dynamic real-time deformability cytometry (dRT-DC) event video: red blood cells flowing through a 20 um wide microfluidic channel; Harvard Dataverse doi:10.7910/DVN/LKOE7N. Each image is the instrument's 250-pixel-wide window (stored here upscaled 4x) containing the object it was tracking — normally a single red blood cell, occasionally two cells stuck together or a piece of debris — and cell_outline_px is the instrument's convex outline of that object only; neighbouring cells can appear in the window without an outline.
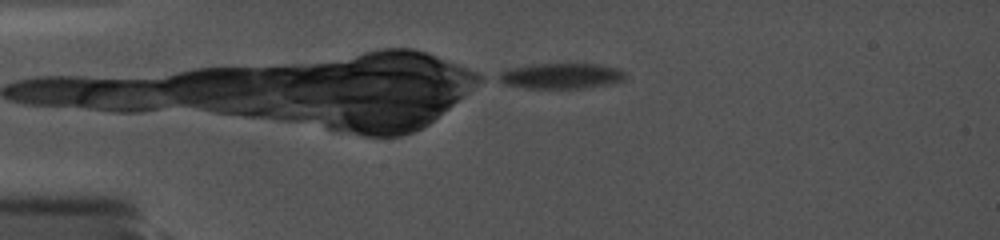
{"species": "common noctule bat (a hibernating species)", "species_latin": "Nyctalus noctula", "temperature_condition": "cold", "stored_images_in_passage": 24, "camera_frame_rate_fps": 5000, "um_per_image_px": 0.085, "animal": {"sex": "female", "body_mass_g": 19.0, "forearm_length_mm": 56.7}, "frame": {"image": 1, "passage_image": 1, "time_ms": 0.0, "image_size_px": [1000, 240], "cell_outline_px": [[628, 76], [624, 80], [608, 84], [584, 88], [528, 88], [504, 84], [496, 80], [492, 76], [500, 72], [512, 68], [536, 64], [596, 64], [620, 68]], "centroid_in_image_um": [47.67, 6.46], "position_along_channel_um": 37.3, "area_um2": 19.02}}
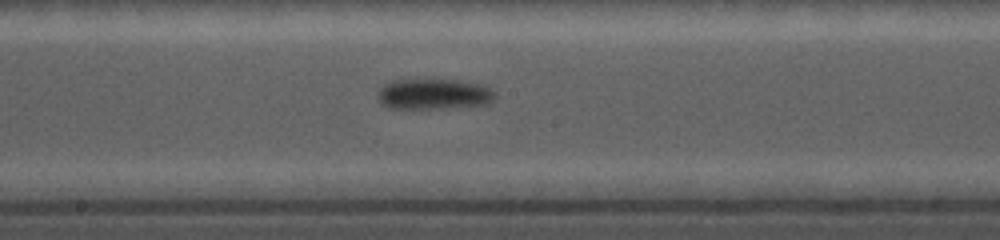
{"frame": {"image": 2, "passage_image": 15, "time_ms": 6.0, "image_size_px": [1000, 240], "cell_outline_px": [[496, 96], [488, 104], [440, 108], [388, 108], [376, 96], [380, 88], [384, 84], [392, 80], [460, 80], [480, 84], [492, 88], [496, 92]], "centroid_in_image_um": [36.89, 7.99], "position_along_channel_um": 211.3, "area_um2": 20.87}}
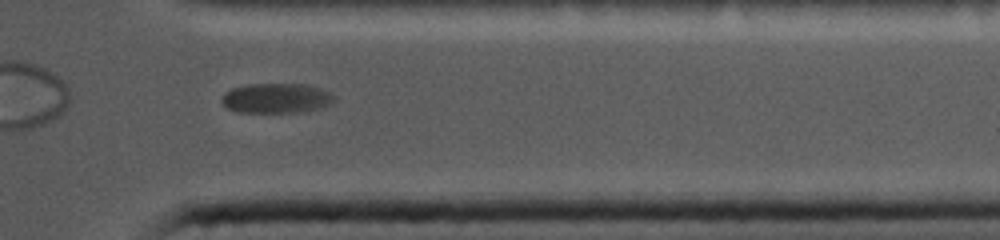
{"frame": {"image": 3, "passage_image": 23, "time_ms": 10.8, "image_size_px": [1000, 240], "cell_outline_px": [[336, 100], [324, 108], [300, 112], [236, 112], [228, 108], [224, 104], [224, 92], [232, 88], [248, 84], [304, 84], [320, 88], [336, 96]], "centroid_in_image_um": [23.55, 8.35], "position_along_channel_um": 387.9, "area_um2": 19.59}}